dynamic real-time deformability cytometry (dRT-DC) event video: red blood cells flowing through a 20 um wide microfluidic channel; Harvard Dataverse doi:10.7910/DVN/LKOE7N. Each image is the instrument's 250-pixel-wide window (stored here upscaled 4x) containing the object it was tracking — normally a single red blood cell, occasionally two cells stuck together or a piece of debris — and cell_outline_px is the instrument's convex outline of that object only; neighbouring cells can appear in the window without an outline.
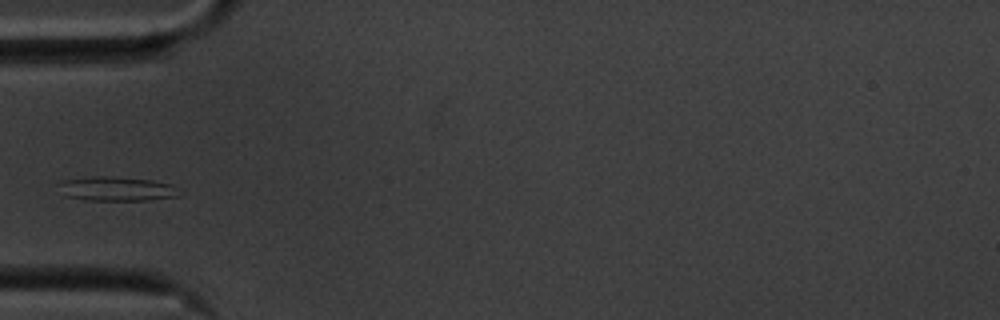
{"species": "common noctule bat (a hibernating species)", "species_latin": "Nyctalus noctula", "temperature_condition": "cold", "stored_images_in_passage": 40, "camera_frame_rate_fps": 3000, "um_per_image_px": 0.085, "animal": {"sex": "male", "body_mass_g": 20.1, "forearm_length_mm": 53.5}, "frame": {"image": 1, "passage_image": 1, "time_ms": 0.0, "image_size_px": [1000, 320], "cell_outline_px": [[180, 196], [148, 200], [84, 200], [68, 196], [64, 184], [64, 180], [92, 176], [112, 176], [152, 180], [172, 184]], "centroid_in_image_um": [10.04, 16.05], "position_along_channel_um": 75.0, "area_um2": 16.47}}
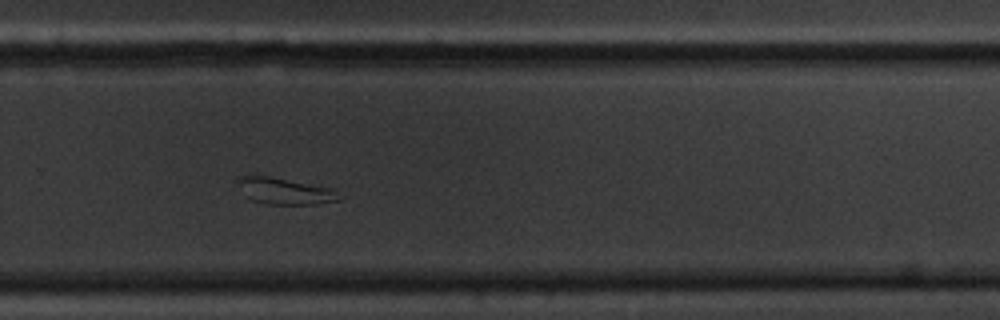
{"frame": {"image": 2, "passage_image": 21, "time_ms": 6.667, "image_size_px": [1000, 320], "cell_outline_px": [[344, 196], [340, 200], [316, 204], [264, 204], [252, 200], [244, 196], [236, 180], [236, 176], [248, 172], [336, 188]], "centroid_in_image_um": [24.19, 16.2], "position_along_channel_um": 305.6, "area_um2": 16.59}}
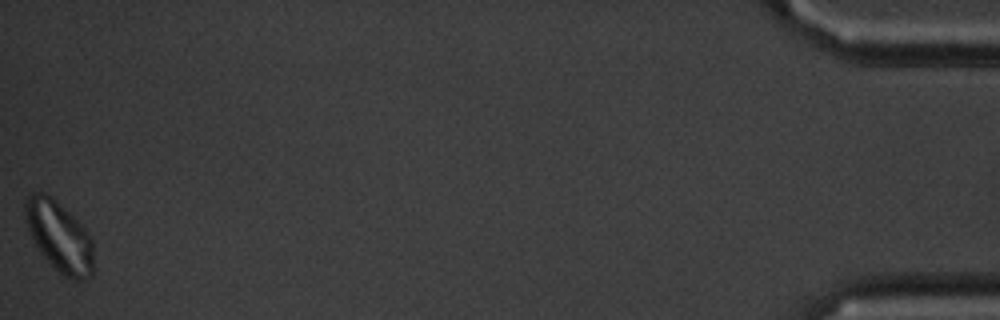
{"frame": {"image": 3, "passage_image": 40, "time_ms": 13.0, "image_size_px": [1000, 320], "cell_outline_px": [[92, 276], [84, 280], [72, 280], [64, 276], [40, 252], [32, 240], [28, 232], [24, 220], [24, 204], [28, 192], [44, 192], [68, 212], [88, 232], [92, 240]], "centroid_in_image_um": [4.99, 20.09], "position_along_channel_um": 430.2, "area_um2": 27.92}}